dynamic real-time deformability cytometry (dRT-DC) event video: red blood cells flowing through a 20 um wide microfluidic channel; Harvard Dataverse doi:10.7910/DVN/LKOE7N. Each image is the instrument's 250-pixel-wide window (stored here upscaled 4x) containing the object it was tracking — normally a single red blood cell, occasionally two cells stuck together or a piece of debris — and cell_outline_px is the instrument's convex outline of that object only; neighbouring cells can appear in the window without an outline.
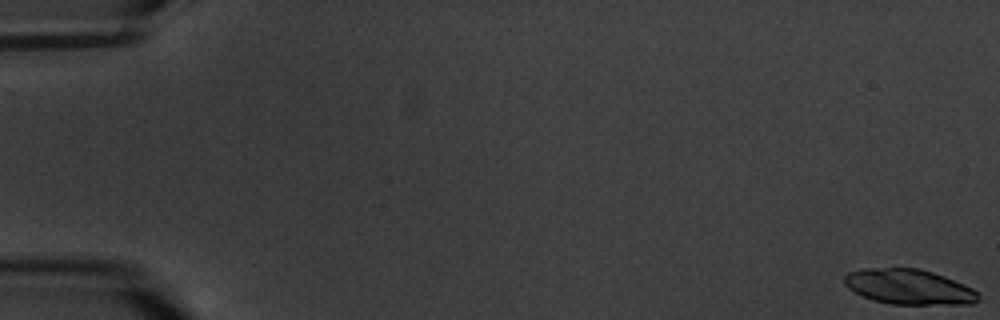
{"species": "common noctule bat (a hibernating species)", "species_latin": "Nyctalus noctula", "temperature_condition": "warm", "stored_images_in_passage": 10, "camera_frame_rate_fps": 3000, "um_per_image_px": 0.085, "animal": {"sex": "male", "body_mass_g": 20.1, "forearm_length_mm": 53.5}, "frame": {"image": 1, "passage_image": 1, "time_ms": 0.0, "image_size_px": [1000, 320], "cell_outline_px": [[980, 296], [972, 304], [892, 304], [872, 300], [848, 288], [844, 284], [844, 276], [848, 272], [864, 268], [920, 268], [944, 276], [964, 284], [972, 288]], "centroid_in_image_um": [77.24, 24.37], "position_along_channel_um": 7.8, "area_um2": 27.34}}
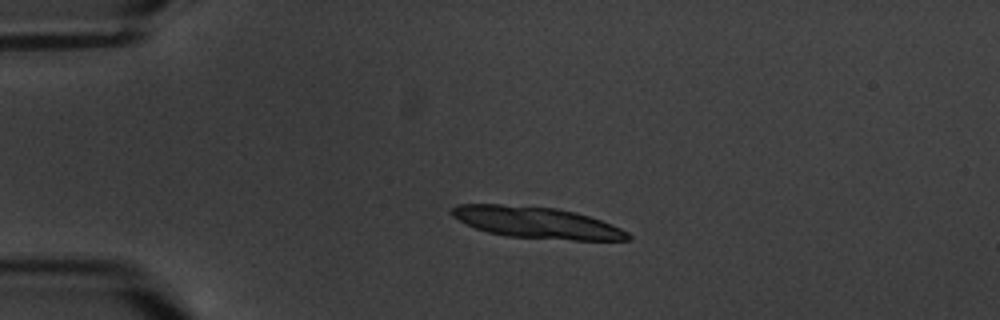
{"frame": {"image": 2, "passage_image": 5, "time_ms": 4.667, "image_size_px": [1000, 320], "cell_outline_px": [[632, 240], [572, 240], [508, 236], [488, 232], [476, 228], [452, 216], [448, 212], [456, 204], [500, 204], [556, 208], [576, 212], [612, 224], [628, 232], [632, 236]], "centroid_in_image_um": [45.63, 18.92], "position_along_channel_um": 39.4, "area_um2": 32.14}}
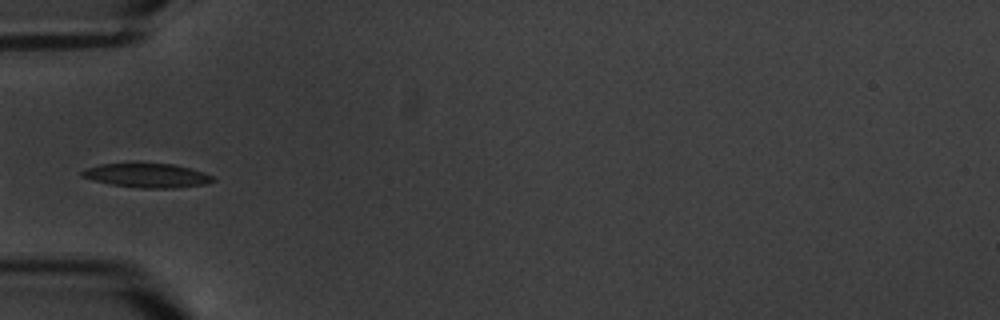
{"frame": {"image": 3, "passage_image": 7, "time_ms": 7.0, "image_size_px": [1000, 320], "cell_outline_px": [[216, 180], [204, 184], [176, 188], [140, 188], [112, 184], [92, 180], [80, 176], [80, 172], [84, 168], [100, 164], [172, 164], [192, 168], [212, 176]], "centroid_in_image_um": [12.47, 14.92], "position_along_channel_um": 72.5, "area_um2": 18.26}}